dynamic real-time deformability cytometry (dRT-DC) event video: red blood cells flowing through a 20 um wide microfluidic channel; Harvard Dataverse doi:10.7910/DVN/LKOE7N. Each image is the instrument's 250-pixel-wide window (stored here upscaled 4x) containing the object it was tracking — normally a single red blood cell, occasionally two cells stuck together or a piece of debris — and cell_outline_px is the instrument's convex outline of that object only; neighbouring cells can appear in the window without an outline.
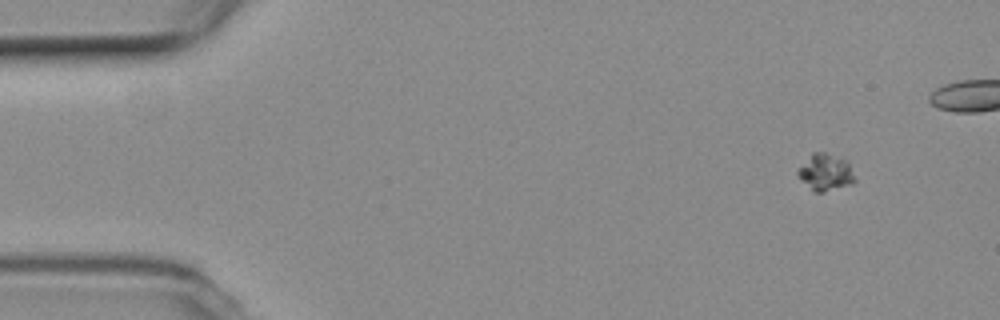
{"species": "common noctule bat (a hibernating species)", "species_latin": "Nyctalus noctula", "temperature_condition": "room temperature", "stored_images_in_passage": 52, "camera_frame_rate_fps": 3000, "um_per_image_px": 0.085, "animal": {"sex": "female", "body_mass_g": 19.3, "forearm_length_mm": 54.1}, "frame": {"image": 1, "passage_image": 1, "time_ms": 0.0, "image_size_px": [1000, 320], "cell_outline_px": [[856, 180], [852, 184], [824, 192], [812, 192], [796, 172], [812, 152], [824, 152], [844, 160], [848, 164]], "centroid_in_image_um": [70.16, 14.67], "position_along_channel_um": 14.8, "area_um2": 11.91}}
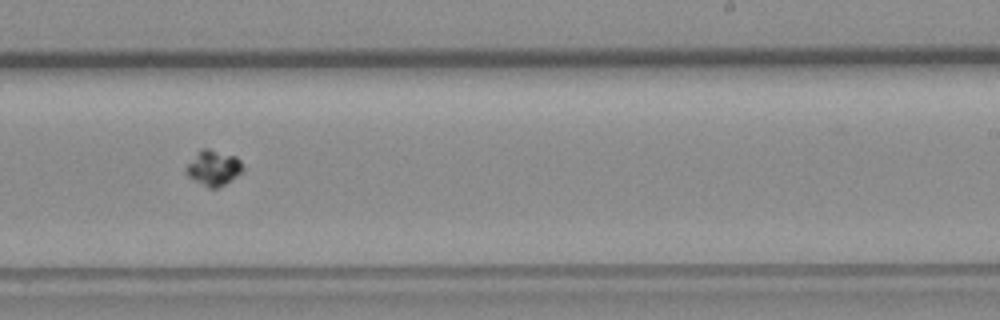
{"frame": {"image": 2, "passage_image": 30, "time_ms": 9.667, "image_size_px": [1000, 320], "cell_outline_px": [[244, 168], [236, 176], [224, 184], [216, 188], [208, 188], [188, 176], [184, 172], [184, 168], [196, 152], [200, 148], [208, 148], [236, 156], [240, 160]], "centroid_in_image_um": [18.1, 14.25], "position_along_channel_um": 270.9, "area_um2": 11.68}}
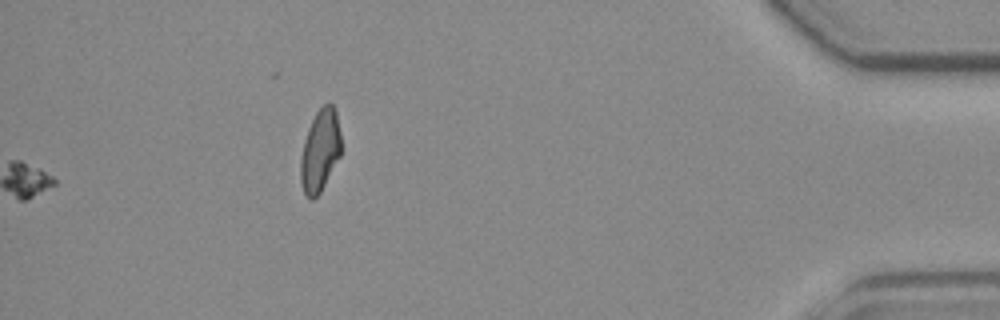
{"frame": {"image": 3, "passage_image": 52, "time_ms": 17.0, "image_size_px": [1000, 320], "cell_outline_px": [[340, 156], [320, 192], [312, 200], [304, 192], [300, 180], [300, 156], [304, 140], [308, 128], [316, 112], [328, 100], [336, 108], [340, 132]], "centroid_in_image_um": [27.2, 12.75], "position_along_channel_um": 408.0, "area_um2": 19.42}}